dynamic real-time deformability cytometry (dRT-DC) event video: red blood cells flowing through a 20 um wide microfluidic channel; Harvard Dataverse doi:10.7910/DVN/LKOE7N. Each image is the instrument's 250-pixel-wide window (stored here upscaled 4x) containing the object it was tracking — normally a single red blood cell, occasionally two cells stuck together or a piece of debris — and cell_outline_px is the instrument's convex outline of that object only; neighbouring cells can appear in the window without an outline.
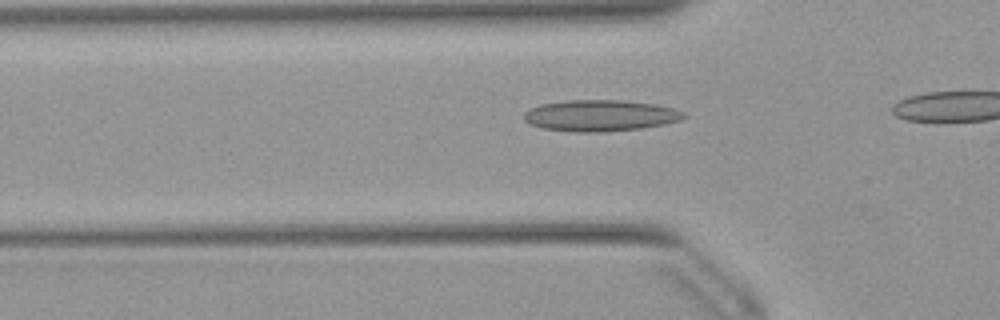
{"species": "Egyptian fruit bat (a non-hibernating species)", "species_latin": "Rousettus aegyptiacus", "temperature_condition": "warm", "stored_images_in_passage": 35, "camera_frame_rate_fps": 3000, "um_per_image_px": 0.085, "animal": {"sex": "female"}, "frame": {"image": 1, "passage_image": 11, "time_ms": 3.333, "image_size_px": [1000, 320], "cell_outline_px": [[688, 116], [680, 120], [664, 124], [640, 128], [604, 132], [576, 132], [540, 128], [528, 124], [524, 120], [524, 112], [528, 108], [540, 104], [568, 100], [624, 100], [656, 104], [672, 108], [684, 112]], "centroid_in_image_um": [50.98, 9.82], "position_along_channel_um": 74.8, "area_um2": 29.42}}
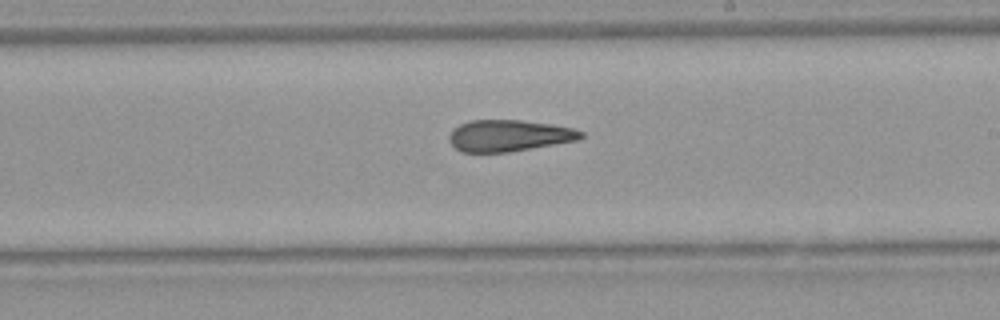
{"frame": {"image": 2, "passage_image": 24, "time_ms": 7.667, "image_size_px": [1000, 320], "cell_outline_px": [[584, 136], [580, 140], [508, 152], [460, 152], [448, 140], [448, 136], [452, 128], [468, 120], [520, 120], [552, 124], [572, 128], [584, 132]], "centroid_in_image_um": [43.25, 11.52], "position_along_channel_um": 245.7, "area_um2": 24.39}}
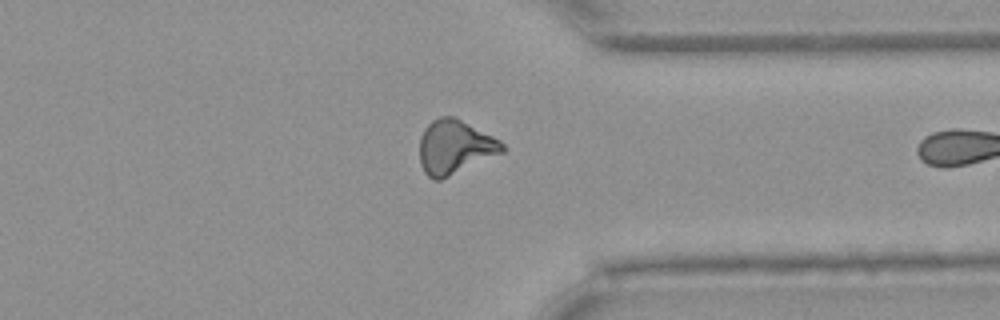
{"frame": {"image": 3, "passage_image": 34, "time_ms": 11.0, "image_size_px": [1000, 320], "cell_outline_px": [[504, 152], [440, 180], [432, 180], [424, 172], [420, 164], [420, 136], [424, 128], [432, 120], [440, 116], [456, 116], [500, 140], [504, 144]], "centroid_in_image_um": [38.64, 12.48], "position_along_channel_um": 372.8, "area_um2": 26.18}}